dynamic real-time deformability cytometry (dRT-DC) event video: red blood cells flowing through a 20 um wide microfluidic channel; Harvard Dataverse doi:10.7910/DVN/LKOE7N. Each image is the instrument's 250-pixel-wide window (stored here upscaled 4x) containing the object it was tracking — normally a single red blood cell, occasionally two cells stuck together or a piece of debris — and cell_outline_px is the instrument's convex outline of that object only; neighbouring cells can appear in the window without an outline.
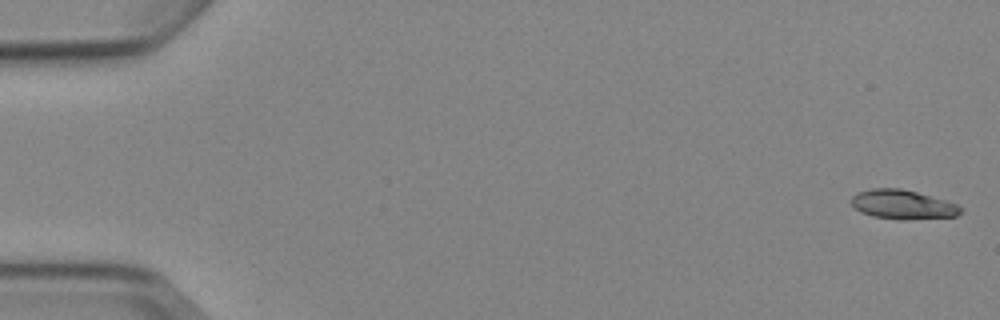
{"species": "Egyptian fruit bat (a non-hibernating species)", "species_latin": "Rousettus aegyptiacus", "temperature_condition": "cold", "stored_images_in_passage": 7, "camera_frame_rate_fps": 3000, "um_per_image_px": 0.085, "animal": {"sex": "female"}, "frame": {"image": 1, "passage_image": 1, "time_ms": 0.0, "image_size_px": [1000, 320], "cell_outline_px": [[960, 212], [956, 216], [904, 220], [872, 216], [860, 212], [852, 204], [852, 196], [856, 192], [872, 188], [900, 188], [916, 192], [944, 200], [956, 204], [960, 208]], "centroid_in_image_um": [76.68, 17.38], "position_along_channel_um": 8.3, "area_um2": 18.38}}
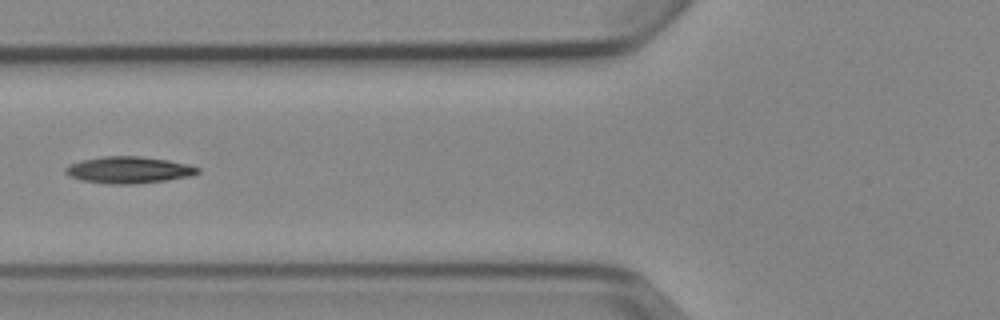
{"frame": {"image": 2, "passage_image": 6, "time_ms": 6.667, "image_size_px": [1000, 320], "cell_outline_px": [[200, 172], [192, 176], [168, 180], [136, 184], [108, 184], [84, 180], [68, 176], [64, 172], [64, 168], [68, 164], [80, 160], [104, 156], [140, 156], [168, 160], [188, 164], [200, 168]], "centroid_in_image_um": [10.94, 14.44], "position_along_channel_um": 114.9, "area_um2": 20.81}}
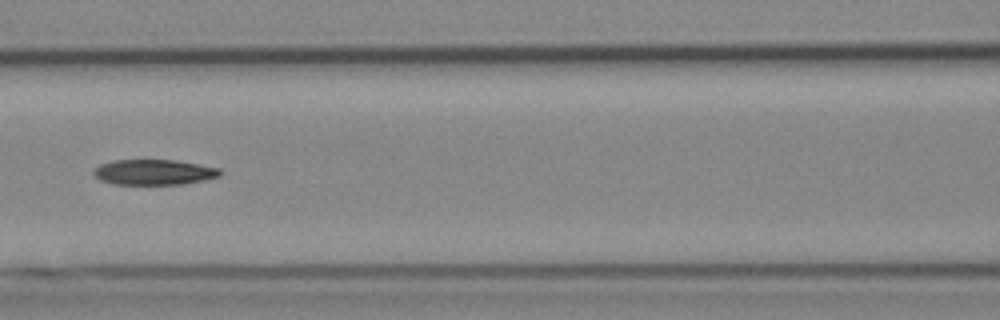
{"frame": {"image": 3, "passage_image": 7, "time_ms": 7.667, "image_size_px": [1000, 320], "cell_outline_px": [[220, 176], [204, 180], [180, 184], [112, 184], [100, 180], [92, 176], [92, 172], [100, 164], [112, 160], [176, 160], [220, 168]], "centroid_in_image_um": [13.04, 14.63], "position_along_channel_um": 153.6, "area_um2": 18.73}}